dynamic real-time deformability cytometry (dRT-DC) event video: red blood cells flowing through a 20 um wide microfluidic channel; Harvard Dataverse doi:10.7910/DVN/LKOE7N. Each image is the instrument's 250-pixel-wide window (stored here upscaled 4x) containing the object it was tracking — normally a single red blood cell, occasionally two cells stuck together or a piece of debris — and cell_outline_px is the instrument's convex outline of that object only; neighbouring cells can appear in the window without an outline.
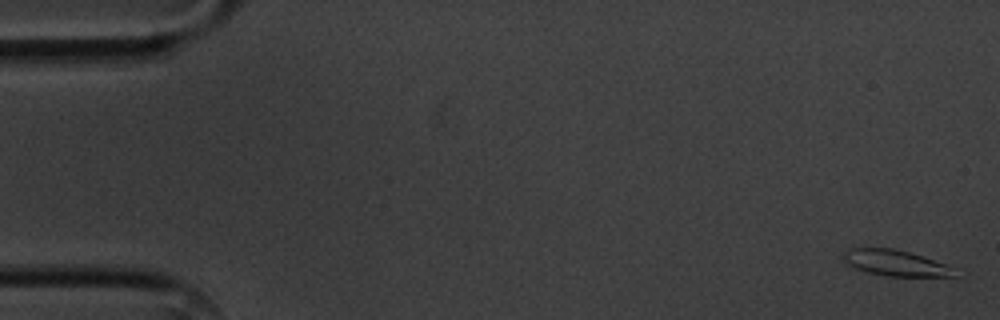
{"species": "common noctule bat (a hibernating species)", "species_latin": "Nyctalus noctula", "temperature_condition": "cold", "stored_images_in_passage": 5, "camera_frame_rate_fps": 3000, "um_per_image_px": 0.085, "animal": {"sex": "male", "body_mass_g": 20.1, "forearm_length_mm": 53.5}, "frame": {"image": 1, "passage_image": 1, "time_ms": 0.0, "image_size_px": [1000, 320], "cell_outline_px": [[956, 276], [888, 276], [868, 272], [856, 268], [848, 264], [844, 260], [844, 252], [848, 248], [892, 248], [924, 256], [944, 264], [952, 268]], "centroid_in_image_um": [76.08, 22.34], "position_along_channel_um": 8.9, "area_um2": 16.42}}
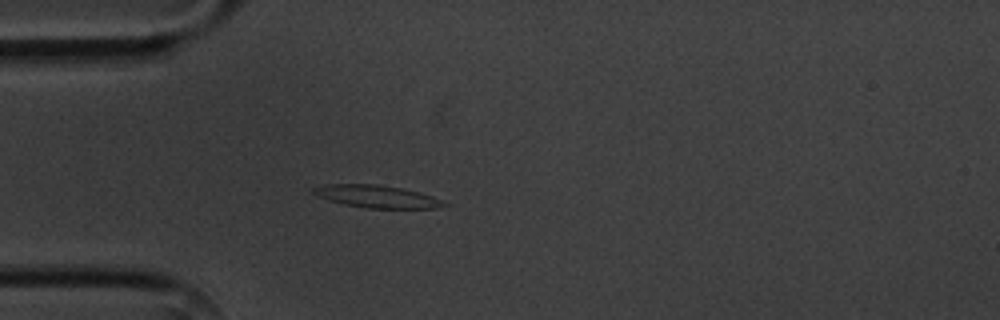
{"frame": {"image": 2, "passage_image": 5, "time_ms": 4.667, "image_size_px": [1000, 320], "cell_outline_px": [[448, 204], [436, 208], [364, 208], [344, 204], [328, 200], [312, 192], [312, 188], [324, 184], [380, 184], [420, 192], [432, 196]], "centroid_in_image_um": [32.0, 16.69], "position_along_channel_um": 53.0, "area_um2": 16.99}}